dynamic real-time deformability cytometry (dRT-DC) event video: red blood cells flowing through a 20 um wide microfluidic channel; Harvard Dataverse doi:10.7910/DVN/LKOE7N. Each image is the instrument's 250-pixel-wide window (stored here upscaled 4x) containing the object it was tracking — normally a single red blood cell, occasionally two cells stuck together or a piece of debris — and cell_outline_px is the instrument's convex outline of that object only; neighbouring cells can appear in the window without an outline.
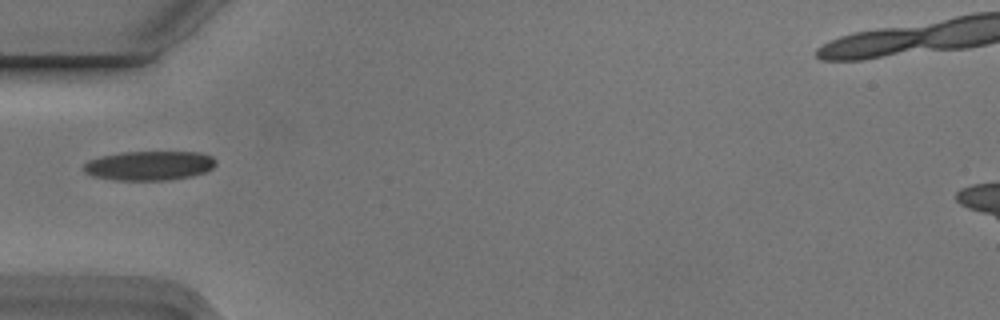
{"species": "Egyptian fruit bat (a non-hibernating species)", "species_latin": "Rousettus aegyptiacus", "temperature_condition": "cold", "stored_images_in_passage": 2, "camera_frame_rate_fps": 3000, "um_per_image_px": 0.085, "animal": {"sex": "male"}, "frame": {"image": 1, "passage_image": 2, "time_ms": 0.333, "image_size_px": [1000, 320], "cell_outline_px": [[216, 164], [212, 168], [204, 172], [192, 176], [168, 180], [112, 180], [92, 176], [84, 172], [80, 168], [88, 160], [100, 156], [124, 152], [200, 152], [212, 156], [216, 160]], "centroid_in_image_um": [12.65, 14.08], "position_along_channel_um": 72.3, "area_um2": 22.83}}